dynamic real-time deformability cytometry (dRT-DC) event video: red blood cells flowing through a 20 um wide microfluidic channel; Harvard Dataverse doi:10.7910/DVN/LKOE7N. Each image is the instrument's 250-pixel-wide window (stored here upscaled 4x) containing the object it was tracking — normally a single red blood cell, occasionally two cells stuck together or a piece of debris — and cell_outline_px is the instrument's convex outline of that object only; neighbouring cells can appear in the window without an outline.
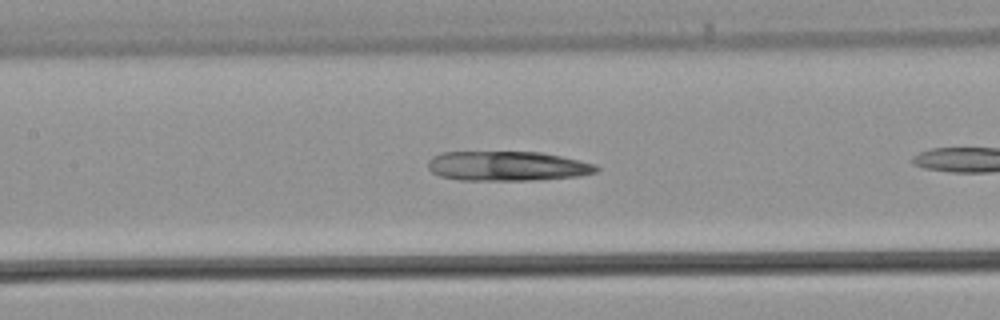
{"species": "common noctule bat (a hibernating species)", "species_latin": "Nyctalus noctula", "temperature_condition": "warm", "stored_images_in_passage": 21, "camera_frame_rate_fps": 3000, "um_per_image_px": 0.085, "animal": {"sex": "male", "body_mass_g": 21.5, "forearm_length_mm": 52.0}, "frame": {"image": 1, "passage_image": 7, "time_ms": 2.0, "image_size_px": [1000, 320], "cell_outline_px": [[600, 168], [596, 172], [580, 176], [536, 180], [460, 180], [440, 176], [432, 172], [428, 168], [428, 160], [432, 156], [444, 152], [540, 152], [560, 156], [596, 164]], "centroid_in_image_um": [43.12, 14.12], "position_along_channel_um": 164.3, "area_um2": 29.13}}